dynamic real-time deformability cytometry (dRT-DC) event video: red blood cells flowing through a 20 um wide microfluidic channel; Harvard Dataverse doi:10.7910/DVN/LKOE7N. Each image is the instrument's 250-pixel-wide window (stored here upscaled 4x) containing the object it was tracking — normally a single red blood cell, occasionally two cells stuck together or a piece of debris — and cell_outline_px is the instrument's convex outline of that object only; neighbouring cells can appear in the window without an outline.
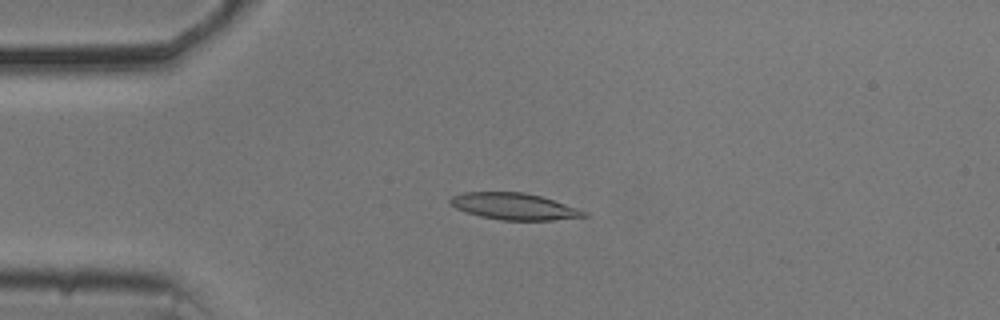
{"species": "common noctule bat (a hibernating species)", "species_latin": "Nyctalus noctula", "temperature_condition": "cold", "stored_images_in_passage": 46, "camera_frame_rate_fps": 3000, "um_per_image_px": 0.085, "animal": {"sex": "male", "body_mass_g": 20.5, "forearm_length_mm": 52.5}, "frame": {"image": 1, "passage_image": 13, "time_ms": 4.0, "image_size_px": [1000, 320], "cell_outline_px": [[588, 216], [552, 220], [500, 220], [480, 216], [464, 212], [456, 208], [448, 200], [452, 196], [464, 192], [524, 192], [540, 196], [588, 212]], "centroid_in_image_um": [43.66, 17.54], "position_along_channel_um": 41.3, "area_um2": 20.58}}
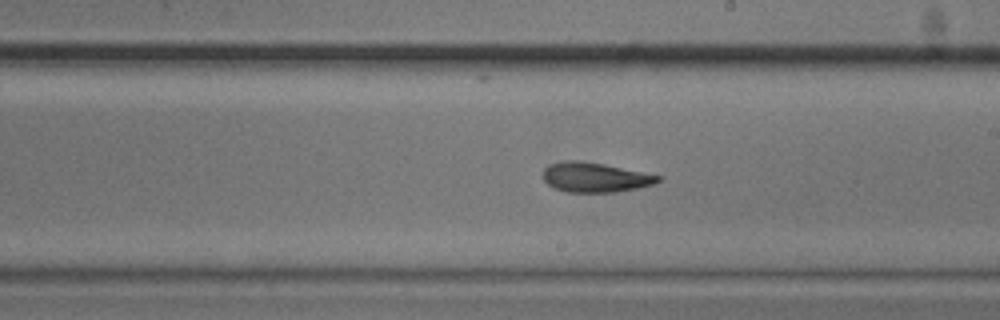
{"frame": {"image": 2, "passage_image": 31, "time_ms": 10.0, "image_size_px": [1000, 320], "cell_outline_px": [[664, 176], [656, 184], [616, 192], [568, 192], [552, 188], [544, 180], [544, 168], [548, 164], [568, 160], [580, 160], [604, 164]], "centroid_in_image_um": [50.6, 15.07], "position_along_channel_um": 238.4, "area_um2": 20.06}}
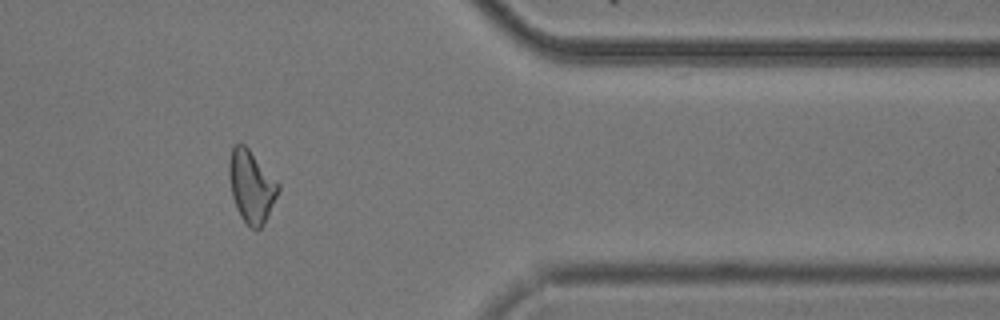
{"frame": {"image": 3, "passage_image": 45, "time_ms": 14.667, "image_size_px": [1000, 320], "cell_outline_px": [[280, 188], [268, 216], [264, 224], [260, 228], [252, 228], [240, 216], [236, 208], [232, 196], [228, 176], [228, 160], [232, 148], [236, 144], [244, 144], [248, 148], [280, 184]], "centroid_in_image_um": [21.35, 15.83], "position_along_channel_um": 390.1, "area_um2": 20.58}}